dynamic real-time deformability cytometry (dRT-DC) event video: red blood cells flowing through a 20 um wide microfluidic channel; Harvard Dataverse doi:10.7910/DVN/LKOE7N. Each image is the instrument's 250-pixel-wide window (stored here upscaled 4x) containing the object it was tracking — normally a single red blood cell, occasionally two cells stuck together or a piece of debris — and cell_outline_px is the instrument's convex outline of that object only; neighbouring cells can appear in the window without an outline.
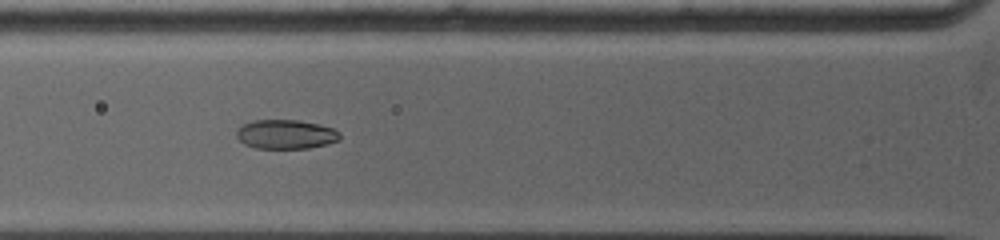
{"species": "common noctule bat (a hibernating species)", "species_latin": "Nyctalus noctula", "temperature_condition": "warm", "stored_images_in_passage": 6, "camera_frame_rate_fps": 5000, "um_per_image_px": 0.085, "animal": {"sex": "female", "body_mass_g": 19.0, "forearm_length_mm": 53.3}, "frame": {"image": 1, "passage_image": 5, "time_ms": 3.4, "image_size_px": [1000, 240], "cell_outline_px": [[340, 140], [328, 144], [308, 148], [256, 148], [244, 144], [236, 136], [236, 132], [244, 124], [252, 120], [300, 120], [320, 124], [332, 128], [340, 132]], "centroid_in_image_um": [24.32, 11.41], "position_along_channel_um": 101.5, "area_um2": 17.63}}
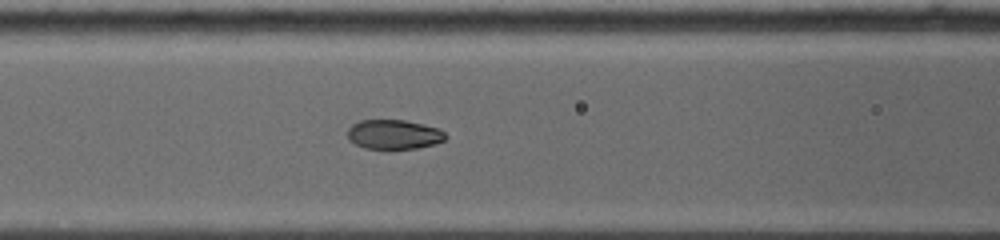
{"frame": {"image": 2, "passage_image": 6, "time_ms": 4.2, "image_size_px": [1000, 240], "cell_outline_px": [[448, 136], [444, 140], [436, 144], [416, 148], [388, 152], [364, 148], [348, 140], [348, 128], [352, 124], [360, 120], [404, 120], [424, 124], [440, 128]], "centroid_in_image_um": [33.48, 11.47], "position_along_channel_um": 133.1, "area_um2": 17.63}}